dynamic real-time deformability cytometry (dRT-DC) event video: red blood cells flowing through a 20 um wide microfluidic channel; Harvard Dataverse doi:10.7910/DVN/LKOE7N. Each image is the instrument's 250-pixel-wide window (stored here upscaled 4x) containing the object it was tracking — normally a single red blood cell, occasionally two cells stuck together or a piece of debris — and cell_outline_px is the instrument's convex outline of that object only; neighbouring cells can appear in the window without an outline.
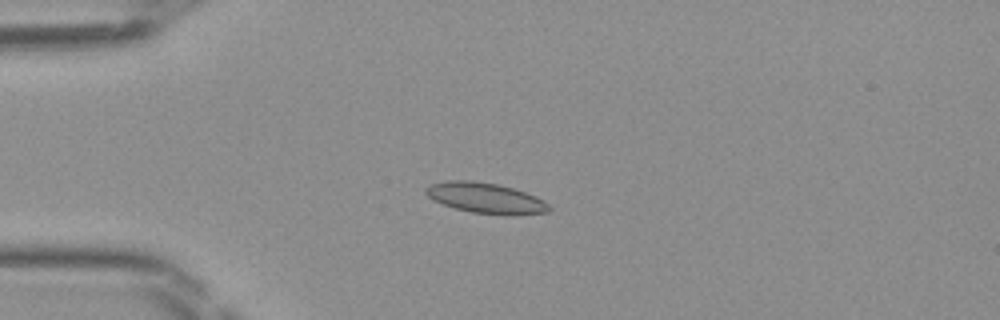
{"species": "Egyptian fruit bat (a non-hibernating species)", "species_latin": "Rousettus aegyptiacus", "temperature_condition": "room temperature", "stored_images_in_passage": 48, "camera_frame_rate_fps": 3000, "um_per_image_px": 0.085, "frame": {"image": 1, "passage_image": 12, "time_ms": 3.667, "image_size_px": [1000, 320], "cell_outline_px": [[552, 208], [548, 212], [512, 216], [508, 216], [472, 212], [456, 208], [432, 200], [424, 192], [424, 188], [428, 184], [448, 180], [472, 180], [496, 184], [512, 188], [536, 196], [544, 200]], "centroid_in_image_um": [41.27, 16.84], "position_along_channel_um": 43.7, "area_um2": 22.14}}
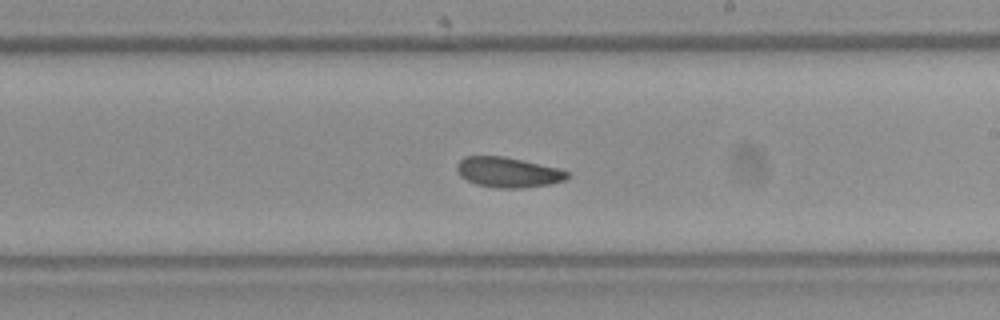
{"frame": {"image": 2, "passage_image": 28, "time_ms": 9.0, "image_size_px": [1000, 320], "cell_outline_px": [[568, 176], [564, 180], [548, 184], [520, 188], [496, 188], [476, 184], [460, 176], [456, 168], [456, 164], [464, 156], [504, 156], [556, 168], [568, 172]], "centroid_in_image_um": [43.12, 14.64], "position_along_channel_um": 245.9, "area_um2": 19.13}}
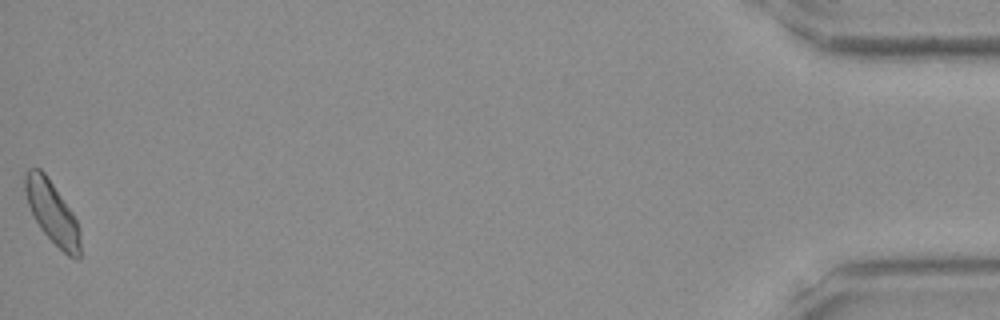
{"frame": {"image": 3, "passage_image": 48, "time_ms": 15.667, "image_size_px": [1000, 320], "cell_outline_px": [[80, 256], [76, 260], [68, 256], [40, 228], [28, 204], [24, 192], [24, 176], [28, 168], [40, 168], [44, 172], [72, 212], [76, 220], [80, 232]], "centroid_in_image_um": [4.42, 18.04], "position_along_channel_um": 430.8, "area_um2": 19.71}}